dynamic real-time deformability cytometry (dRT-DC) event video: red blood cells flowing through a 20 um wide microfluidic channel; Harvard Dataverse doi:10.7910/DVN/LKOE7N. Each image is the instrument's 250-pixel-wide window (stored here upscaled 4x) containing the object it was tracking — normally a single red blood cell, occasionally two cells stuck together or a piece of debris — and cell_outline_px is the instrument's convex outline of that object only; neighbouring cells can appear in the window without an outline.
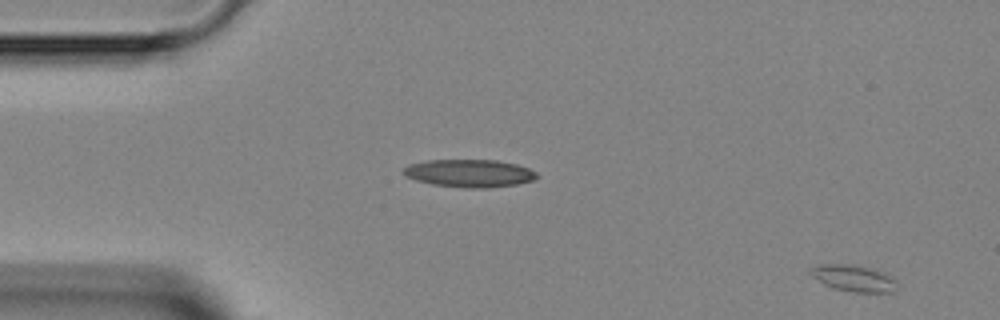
{"species": "Egyptian fruit bat (a non-hibernating species)", "species_latin": "Rousettus aegyptiacus", "temperature_condition": "room temperature", "stored_images_in_passage": 3, "segment_of_instrument_passage": [2, 2], "camera_frame_rate_fps": 3000, "um_per_image_px": 0.085, "animal": {"sex": "female"}, "frame": {"image": 1, "passage_image": 3, "time_ms": 2.667, "image_size_px": [1000, 320], "cell_outline_px": [[896, 288], [892, 292], [856, 292], [832, 288], [824, 284], [812, 276], [808, 272], [808, 268], [820, 264], [852, 264], [868, 268], [892, 276], [896, 280]], "centroid_in_image_um": [72.51, 23.64], "position_along_channel_um": 12.5, "area_um2": 13.29}}